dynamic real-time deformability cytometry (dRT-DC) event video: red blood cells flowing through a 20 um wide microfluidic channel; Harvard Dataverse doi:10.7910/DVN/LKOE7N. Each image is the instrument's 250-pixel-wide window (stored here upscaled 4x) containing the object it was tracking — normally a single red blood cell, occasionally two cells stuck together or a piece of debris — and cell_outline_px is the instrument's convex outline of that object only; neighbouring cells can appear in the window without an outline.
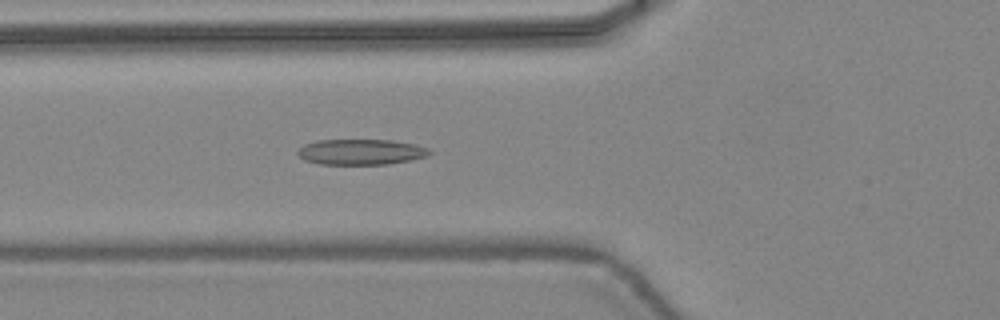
{"species": "common noctule bat (a hibernating species)", "species_latin": "Nyctalus noctula", "temperature_condition": "warm", "stored_images_in_passage": 33, "camera_frame_rate_fps": 3000, "um_per_image_px": 0.085, "animal": {"sex": "female", "body_mass_g": 24.6, "forearm_length_mm": 56.2}, "frame": {"image": 1, "passage_image": 4, "time_ms": 1.0, "image_size_px": [1000, 320], "cell_outline_px": [[432, 152], [428, 156], [388, 164], [320, 164], [304, 160], [296, 152], [304, 144], [316, 140], [392, 140], [416, 144], [428, 148]], "centroid_in_image_um": [30.68, 12.91], "position_along_channel_um": 95.1, "area_um2": 19.65}}
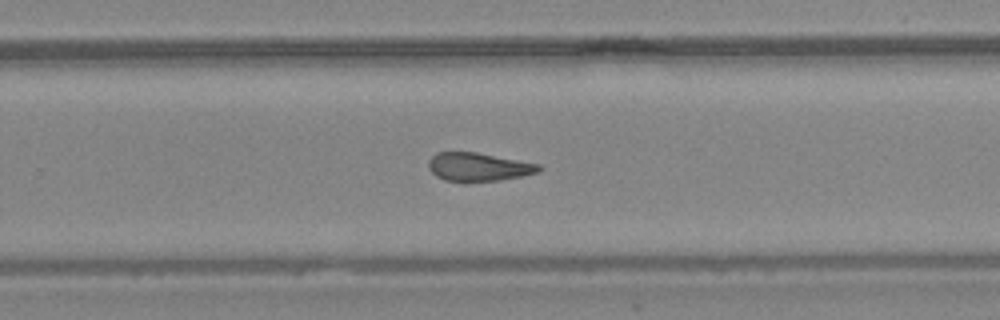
{"frame": {"image": 2, "passage_image": 17, "time_ms": 5.333, "image_size_px": [1000, 320], "cell_outline_px": [[544, 168], [540, 172], [500, 180], [464, 184], [444, 180], [436, 176], [428, 168], [428, 160], [436, 152], [476, 152], [540, 164]], "centroid_in_image_um": [40.65, 14.22], "position_along_channel_um": 289.2, "area_um2": 18.84}}
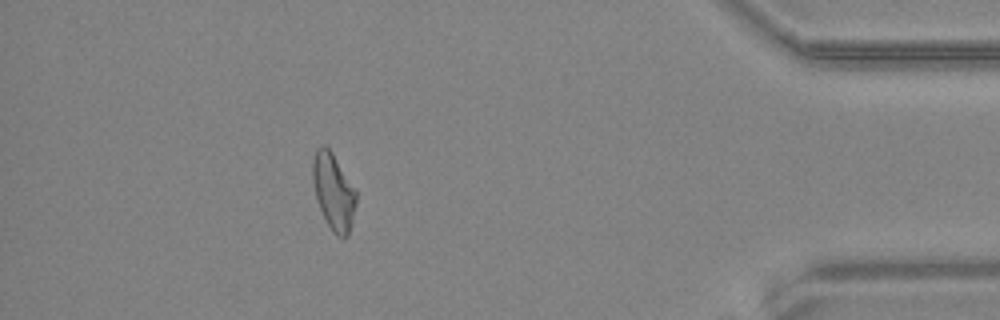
{"frame": {"image": 3, "passage_image": 28, "time_ms": 9.0, "image_size_px": [1000, 320], "cell_outline_px": [[356, 204], [352, 224], [348, 236], [344, 240], [336, 236], [332, 232], [316, 200], [312, 180], [312, 160], [316, 148], [320, 144], [324, 144], [332, 152], [356, 188]], "centroid_in_image_um": [28.35, 16.29], "position_along_channel_um": 406.8, "area_um2": 19.83}, "authors_computed_cell_mechanics": {"area_um2": 19.074, "velocity_mm_per_s": 4.4685, "shape_relaxation_time_tau1_ms": null, "shape_relaxation_time_tau2_ms": 3.3828, "deformation_change_tau1": null, "deformation_change_tau2": 0.1235}}